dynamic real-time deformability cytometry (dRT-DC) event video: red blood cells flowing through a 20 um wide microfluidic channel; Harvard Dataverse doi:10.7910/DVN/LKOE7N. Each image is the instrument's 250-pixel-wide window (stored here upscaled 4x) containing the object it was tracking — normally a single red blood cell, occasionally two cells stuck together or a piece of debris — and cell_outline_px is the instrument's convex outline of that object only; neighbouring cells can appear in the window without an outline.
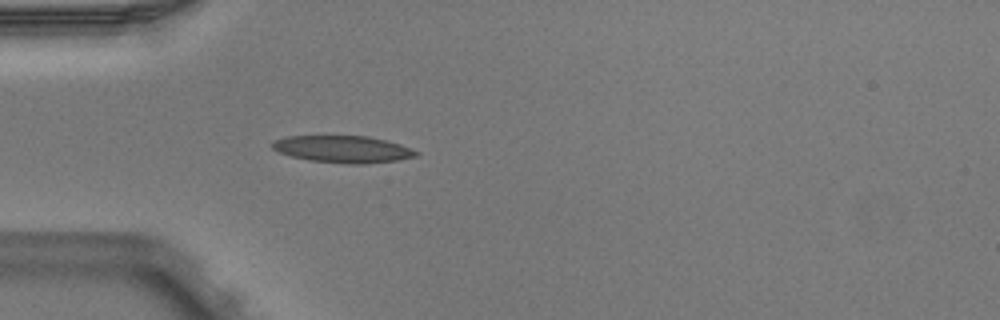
{"species": "Egyptian fruit bat (a non-hibernating species)", "species_latin": "Rousettus aegyptiacus", "temperature_condition": "warm", "stored_images_in_passage": 4, "camera_frame_rate_fps": 3000, "um_per_image_px": 0.085, "animal": {"sex": "male"}, "frame": {"image": 1, "passage_image": 4, "time_ms": 1.0, "image_size_px": [1000, 320], "cell_outline_px": [[420, 152], [416, 156], [396, 160], [364, 164], [348, 164], [308, 160], [292, 156], [280, 152], [272, 148], [272, 140], [288, 136], [368, 136], [388, 140], [400, 144]], "centroid_in_image_um": [29.15, 12.67], "position_along_channel_um": 55.8, "area_um2": 22.6}}